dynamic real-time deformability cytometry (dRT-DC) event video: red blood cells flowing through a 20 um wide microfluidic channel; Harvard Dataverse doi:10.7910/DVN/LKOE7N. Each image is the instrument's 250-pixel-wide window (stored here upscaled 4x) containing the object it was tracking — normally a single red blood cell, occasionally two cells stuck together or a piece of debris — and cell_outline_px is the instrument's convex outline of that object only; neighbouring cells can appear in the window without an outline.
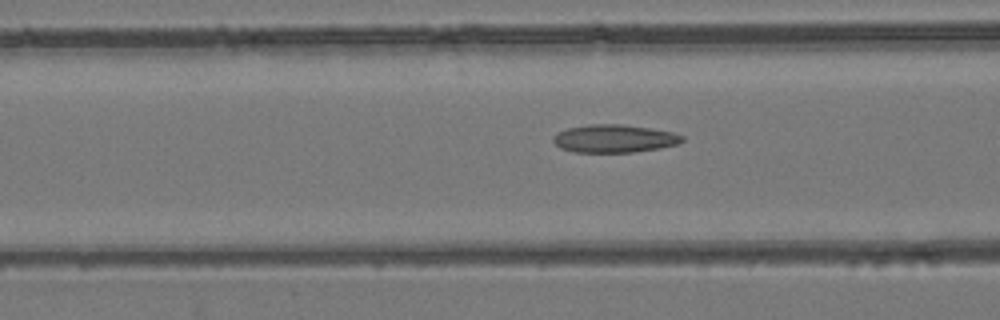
{"species": "common noctule bat (a hibernating species)", "species_latin": "Nyctalus noctula", "temperature_condition": "room temperature", "stored_images_in_passage": 52, "segment_of_instrument_passage": [1, 2], "camera_frame_rate_fps": 3000, "um_per_image_px": 0.085, "animal": {"sex": "female", "body_mass_g": 24.6, "forearm_length_mm": 56.2}, "frame": {"image": 1, "passage_image": 19, "time_ms": 6.0, "image_size_px": [1000, 320], "cell_outline_px": [[684, 140], [676, 144], [660, 148], [632, 152], [576, 152], [560, 148], [552, 140], [552, 136], [568, 128], [588, 124], [620, 124], [648, 128], [672, 132], [684, 136]], "centroid_in_image_um": [52.2, 11.78], "position_along_channel_um": 114.4, "area_um2": 20.81}}
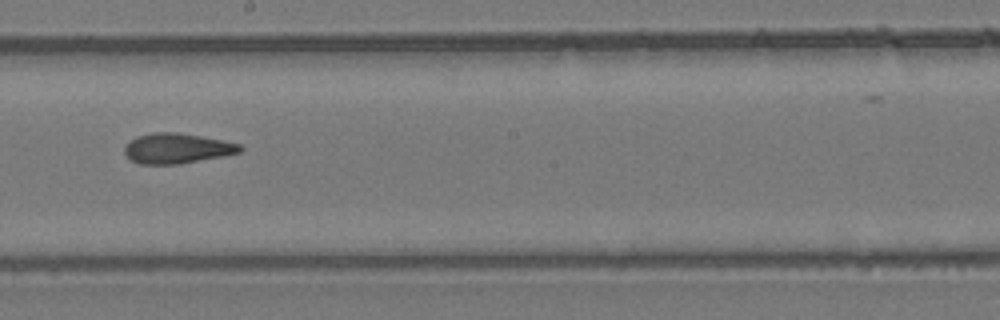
{"frame": {"image": 2, "passage_image": 28, "time_ms": 9.0, "image_size_px": [1000, 320], "cell_outline_px": [[244, 148], [240, 152], [180, 164], [140, 164], [132, 160], [124, 152], [124, 148], [128, 140], [136, 136], [152, 132], [176, 132], [200, 136], [240, 144]], "centroid_in_image_um": [14.99, 12.6], "position_along_channel_um": 233.2, "area_um2": 20.17}}
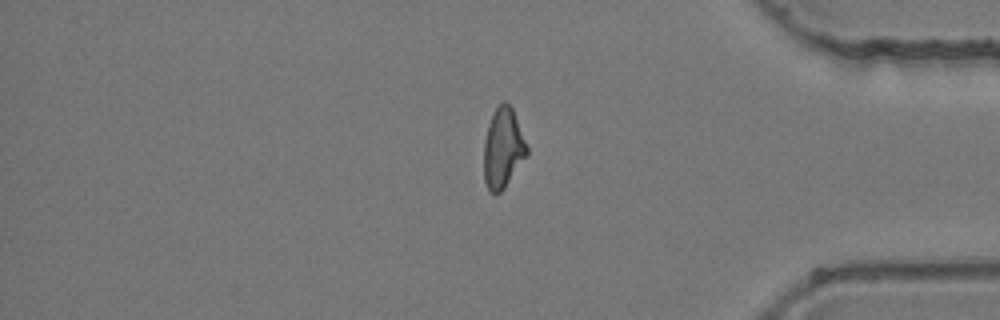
{"frame": {"image": 3, "passage_image": 42, "time_ms": 13.667, "image_size_px": [1000, 320], "cell_outline_px": [[528, 152], [504, 188], [496, 196], [488, 188], [484, 180], [484, 140], [488, 124], [492, 112], [504, 100], [512, 108], [528, 148]], "centroid_in_image_um": [42.73, 12.59], "position_along_channel_um": 392.5, "area_um2": 19.77}}